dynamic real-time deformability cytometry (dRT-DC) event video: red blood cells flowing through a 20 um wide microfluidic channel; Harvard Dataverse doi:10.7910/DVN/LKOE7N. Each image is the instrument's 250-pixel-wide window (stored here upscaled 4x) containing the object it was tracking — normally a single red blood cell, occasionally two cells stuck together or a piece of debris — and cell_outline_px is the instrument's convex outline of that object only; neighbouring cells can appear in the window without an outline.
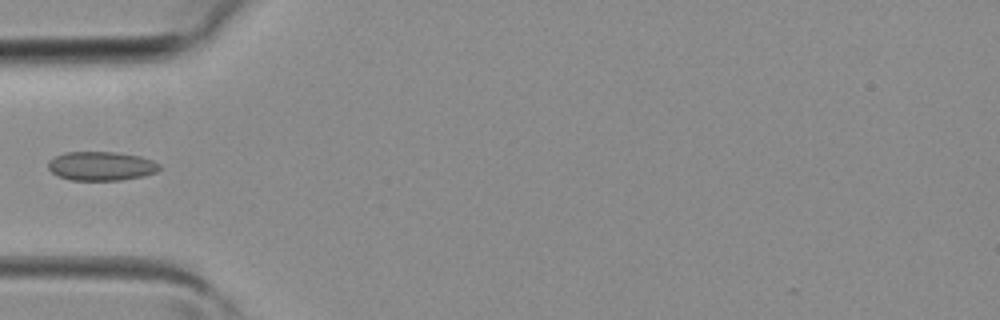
{"species": "common noctule bat (a hibernating species)", "species_latin": "Nyctalus noctula", "temperature_condition": "room temperature", "stored_images_in_passage": 4, "camera_frame_rate_fps": 3000, "um_per_image_px": 0.085, "animal": {"sex": "female", "body_mass_g": 19.3, "forearm_length_mm": 54.1}, "frame": {"image": 1, "passage_image": 4, "time_ms": 1.0, "image_size_px": [1000, 320], "cell_outline_px": [[160, 168], [156, 172], [144, 176], [120, 180], [72, 180], [60, 176], [52, 172], [48, 168], [48, 160], [64, 152], [116, 152], [140, 156], [152, 160], [160, 164]], "centroid_in_image_um": [8.61, 14.11], "position_along_channel_um": 76.4, "area_um2": 18.79}}